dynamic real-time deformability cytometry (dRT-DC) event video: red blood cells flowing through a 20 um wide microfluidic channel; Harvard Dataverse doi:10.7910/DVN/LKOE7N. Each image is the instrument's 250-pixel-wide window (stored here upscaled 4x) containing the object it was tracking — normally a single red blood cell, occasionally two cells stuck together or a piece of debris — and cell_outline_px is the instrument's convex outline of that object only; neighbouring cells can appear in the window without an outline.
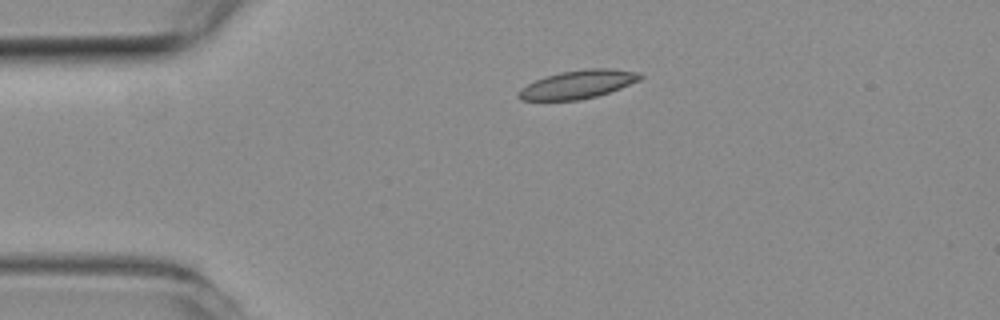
{"species": "common noctule bat (a hibernating species)", "species_latin": "Nyctalus noctula", "temperature_condition": "room temperature", "stored_images_in_passage": 42, "camera_frame_rate_fps": 3000, "um_per_image_px": 0.085, "animal": {"sex": "female", "body_mass_g": 19.3, "forearm_length_mm": 54.1}, "frame": {"image": 1, "passage_image": 1, "time_ms": 0.0, "image_size_px": [1000, 320], "cell_outline_px": [[644, 76], [640, 80], [620, 88], [596, 96], [576, 100], [520, 100], [516, 96], [516, 92], [520, 88], [544, 76], [560, 72], [588, 68], [608, 68], [640, 72]], "centroid_in_image_um": [49.1, 7.16], "position_along_channel_um": 35.9, "area_um2": 20.11}}
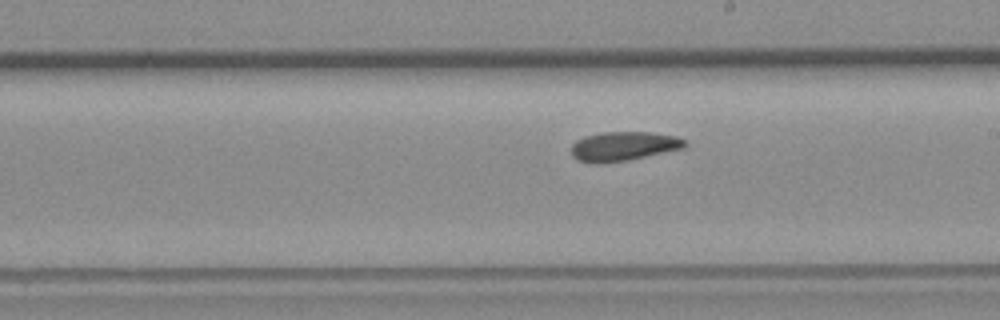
{"frame": {"image": 2, "passage_image": 19, "time_ms": 6.0, "image_size_px": [1000, 320], "cell_outline_px": [[688, 144], [684, 148], [628, 160], [596, 164], [576, 160], [572, 156], [572, 144], [576, 140], [584, 136], [604, 132], [652, 132], [676, 136], [688, 140]], "centroid_in_image_um": [53.01, 12.43], "position_along_channel_um": 236.0, "area_um2": 19.54}}
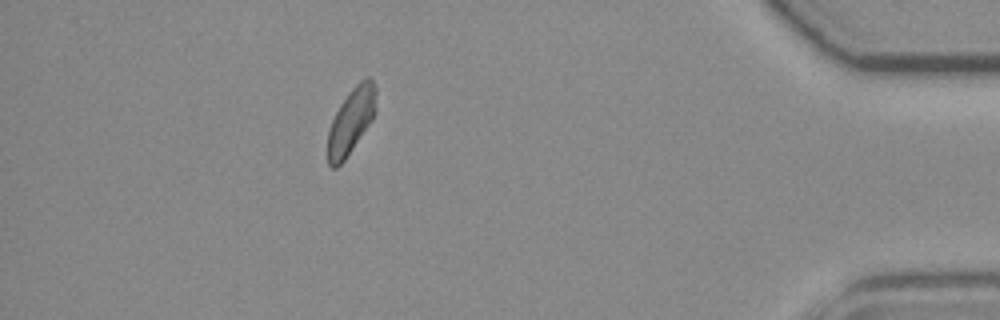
{"frame": {"image": 3, "passage_image": 36, "time_ms": 11.667, "image_size_px": [1000, 320], "cell_outline_px": [[376, 112], [372, 120], [344, 160], [336, 168], [332, 168], [328, 164], [328, 128], [340, 104], [348, 92], [360, 80], [368, 76], [372, 80], [376, 88]], "centroid_in_image_um": [29.85, 10.25], "position_along_channel_um": 405.4, "area_um2": 18.44}, "authors_computed_cell_mechanics": {"area_um2": 19.2474, "velocity_mm_per_s": 3.932, "shape_relaxation_time_tau1_ms": 9.4344, "shape_relaxation_time_tau2_ms": 9.5514, "deformation_change_tau1": 0.179, "deformation_change_tau2": 0.1791}}